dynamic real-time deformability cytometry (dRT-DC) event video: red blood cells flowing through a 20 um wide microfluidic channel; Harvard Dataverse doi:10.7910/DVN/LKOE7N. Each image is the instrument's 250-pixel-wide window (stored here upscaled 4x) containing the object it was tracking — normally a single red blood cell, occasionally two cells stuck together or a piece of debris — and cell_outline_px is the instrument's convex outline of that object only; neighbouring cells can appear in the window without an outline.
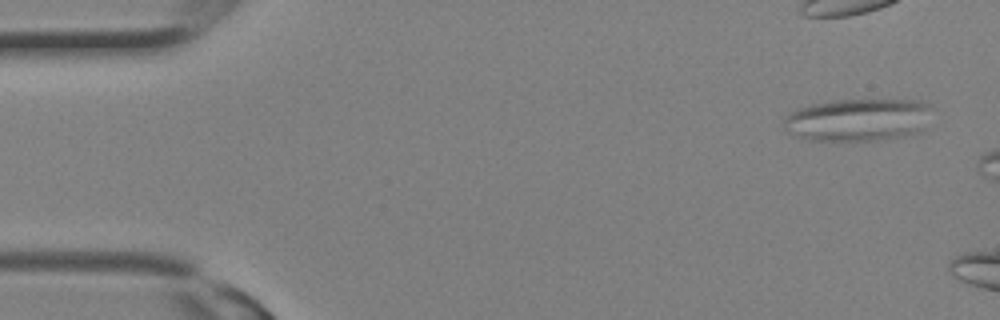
{"species": "Egyptian fruit bat (a non-hibernating species)", "species_latin": "Rousettus aegyptiacus", "temperature_condition": "room temperature", "stored_images_in_passage": 5, "camera_frame_rate_fps": 3000, "um_per_image_px": 0.085, "animal": {"sex": "female"}, "frame": {"image": 1, "passage_image": 1, "time_ms": 0.0, "image_size_px": [1000, 320], "cell_outline_px": [[932, 108], [928, 128], [920, 132], [904, 136], [880, 140], [808, 140], [796, 136], [788, 132], [780, 124], [784, 116], [796, 108], [812, 104], [836, 100], [920, 100], [928, 104]], "centroid_in_image_um": [72.95, 10.18], "position_along_channel_um": 12.1, "area_um2": 37.51}}